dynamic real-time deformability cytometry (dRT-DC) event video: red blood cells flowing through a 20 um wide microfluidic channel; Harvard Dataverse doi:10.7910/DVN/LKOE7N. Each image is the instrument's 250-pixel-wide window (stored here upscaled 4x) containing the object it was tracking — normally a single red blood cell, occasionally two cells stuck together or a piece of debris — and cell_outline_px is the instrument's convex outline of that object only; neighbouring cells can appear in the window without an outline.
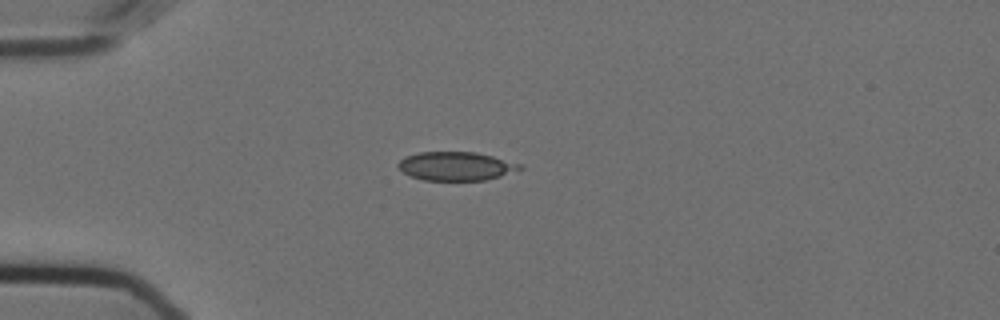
{"species": "Egyptian fruit bat (a non-hibernating species)", "species_latin": "Rousettus aegyptiacus", "temperature_condition": "cold", "stored_images_in_passage": 9, "camera_frame_rate_fps": 3000, "um_per_image_px": 0.085, "animal": {"sex": "female"}, "frame": {"image": 1, "passage_image": 1, "time_ms": 0.0, "image_size_px": [1000, 320], "cell_outline_px": [[524, 168], [500, 176], [484, 180], [424, 180], [412, 176], [404, 172], [396, 164], [404, 156], [420, 152], [476, 152], [492, 156], [520, 164]], "centroid_in_image_um": [38.74, 14.11], "position_along_channel_um": 46.3, "area_um2": 20.11}}
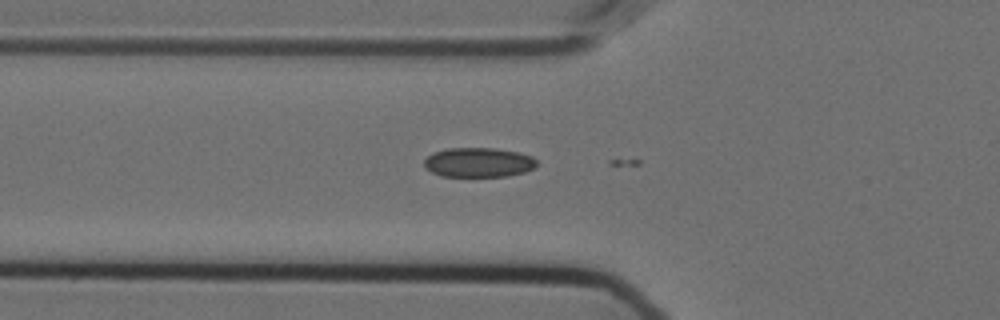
{"frame": {"image": 2, "passage_image": 6, "time_ms": 1.667, "image_size_px": [1000, 320], "cell_outline_px": [[536, 164], [532, 168], [524, 172], [508, 176], [440, 176], [424, 168], [424, 160], [432, 152], [448, 148], [496, 148], [520, 152], [532, 156], [536, 160]], "centroid_in_image_um": [40.65, 13.79], "position_along_channel_um": 85.2, "area_um2": 19.48}}